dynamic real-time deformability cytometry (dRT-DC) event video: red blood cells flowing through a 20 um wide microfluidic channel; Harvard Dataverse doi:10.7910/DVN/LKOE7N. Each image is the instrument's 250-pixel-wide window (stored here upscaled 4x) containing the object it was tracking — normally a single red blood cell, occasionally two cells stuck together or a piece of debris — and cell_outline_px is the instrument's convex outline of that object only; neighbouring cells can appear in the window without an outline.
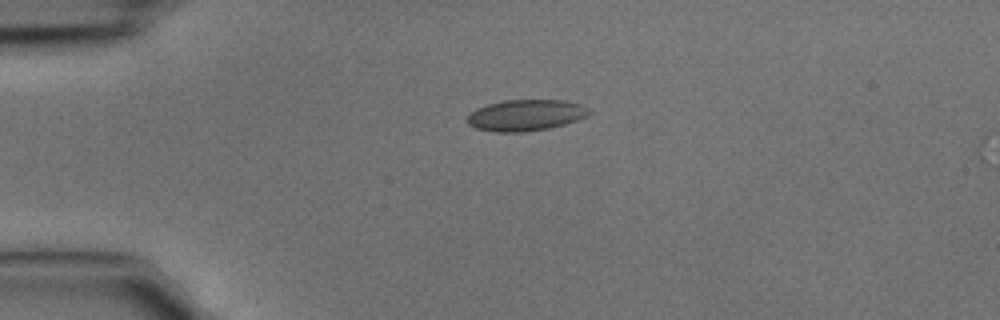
{"species": "common noctule bat (a hibernating species)", "species_latin": "Nyctalus noctula", "temperature_condition": "cold", "stored_images_in_passage": 3, "camera_frame_rate_fps": 3000, "um_per_image_px": 0.085, "animal": {"sex": "male", "body_mass_g": 15.6}, "frame": {"image": 1, "passage_image": 1, "time_ms": 0.0, "image_size_px": [1000, 320], "cell_outline_px": [[592, 112], [576, 120], [564, 124], [548, 128], [524, 132], [492, 132], [476, 128], [468, 124], [468, 116], [476, 108], [488, 104], [504, 100], [564, 100], [580, 104], [588, 108]], "centroid_in_image_um": [44.67, 9.79], "position_along_channel_um": 40.3, "area_um2": 22.02}}